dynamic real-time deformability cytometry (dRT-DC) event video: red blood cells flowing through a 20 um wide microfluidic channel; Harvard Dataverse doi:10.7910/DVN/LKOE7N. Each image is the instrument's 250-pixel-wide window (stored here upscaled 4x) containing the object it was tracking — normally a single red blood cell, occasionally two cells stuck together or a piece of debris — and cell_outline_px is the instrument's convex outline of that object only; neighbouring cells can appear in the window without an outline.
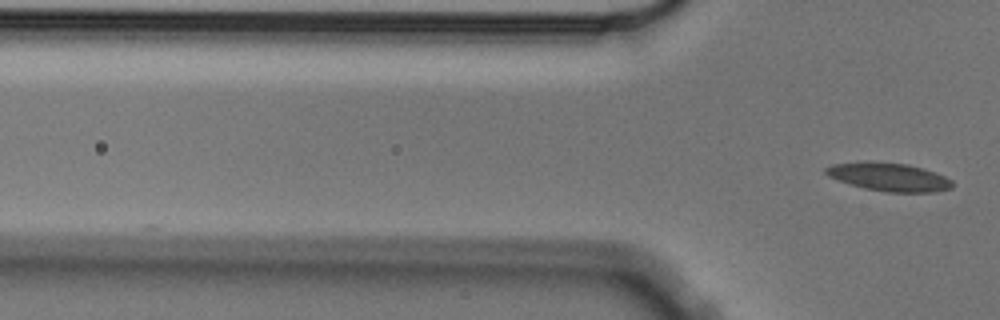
{"species": "Egyptian fruit bat (a non-hibernating species)", "species_latin": "Rousettus aegyptiacus", "temperature_condition": "cold", "stored_images_in_passage": 4, "segment_of_instrument_passage": [2, 2], "camera_frame_rate_fps": 3000, "um_per_image_px": 0.085, "animal": {"sex": "male"}, "frame": {"image": 1, "passage_image": 4, "time_ms": 1.0, "image_size_px": [1000, 320], "cell_outline_px": [[952, 188], [936, 192], [884, 192], [864, 188], [828, 176], [824, 172], [824, 168], [832, 164], [908, 164], [944, 176], [952, 180]], "centroid_in_image_um": [75.62, 15.09], "position_along_channel_um": 50.2, "area_um2": 19.77}}